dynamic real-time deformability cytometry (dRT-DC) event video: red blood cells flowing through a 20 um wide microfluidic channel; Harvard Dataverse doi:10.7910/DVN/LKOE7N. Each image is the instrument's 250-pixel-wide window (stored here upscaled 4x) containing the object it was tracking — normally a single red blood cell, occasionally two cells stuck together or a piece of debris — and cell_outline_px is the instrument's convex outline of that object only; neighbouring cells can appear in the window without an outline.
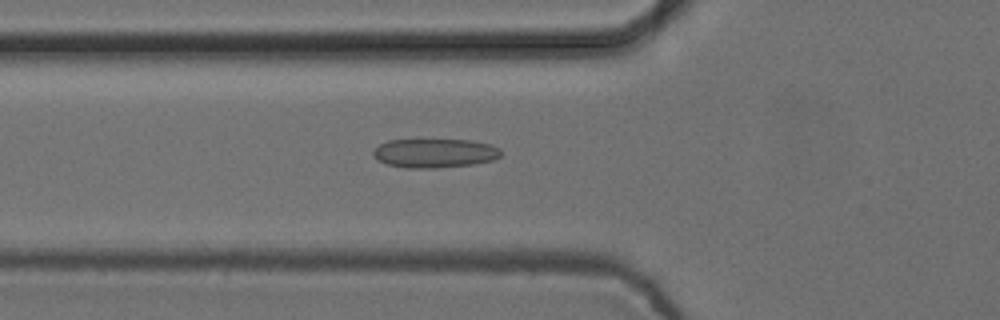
{"species": "common noctule bat (a hibernating species)", "species_latin": "Nyctalus noctula", "temperature_condition": "cold", "stored_images_in_passage": 50, "camera_frame_rate_fps": 3000, "um_per_image_px": 0.085, "animal": {"sex": "female", "body_mass_g": 24.6, "forearm_length_mm": 56.2}, "frame": {"image": 1, "passage_image": 15, "time_ms": 4.667, "image_size_px": [1000, 320], "cell_outline_px": [[500, 156], [492, 160], [472, 164], [436, 168], [408, 168], [388, 164], [380, 160], [372, 152], [380, 144], [388, 140], [472, 140], [492, 144], [500, 148]], "centroid_in_image_um": [36.99, 13.01], "position_along_channel_um": 88.8, "area_um2": 21.39}}
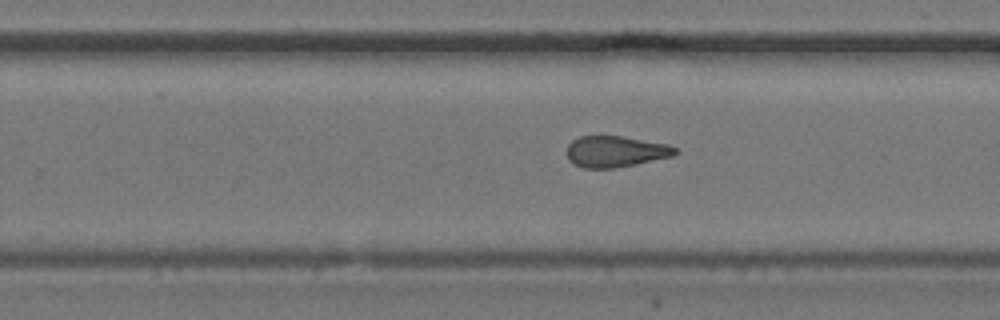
{"frame": {"image": 2, "passage_image": 30, "time_ms": 9.667, "image_size_px": [1000, 320], "cell_outline_px": [[680, 152], [672, 156], [636, 164], [612, 168], [584, 168], [568, 160], [568, 144], [572, 140], [580, 136], [620, 136], [668, 144], [676, 148]], "centroid_in_image_um": [52.33, 12.87], "position_along_channel_um": 277.5, "area_um2": 19.54}}
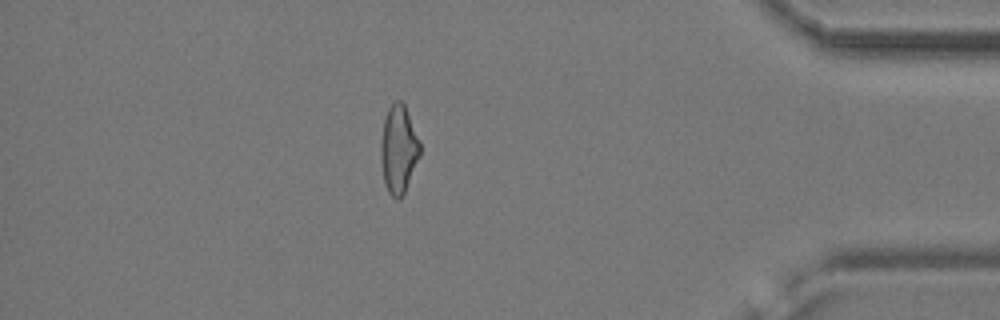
{"frame": {"image": 3, "passage_image": 43, "time_ms": 14.0, "image_size_px": [1000, 320], "cell_outline_px": [[420, 156], [404, 192], [400, 200], [396, 200], [388, 192], [384, 184], [380, 160], [380, 144], [384, 120], [388, 108], [396, 100], [400, 100], [404, 104], [420, 140]], "centroid_in_image_um": [33.87, 12.71], "position_along_channel_um": 401.3, "area_um2": 20.23}, "authors_computed_cell_mechanics": {"area_um2": 20.7502, "velocity_mm_per_s": 3.7624, "shape_relaxation_time_tau1_ms": null, "shape_relaxation_time_tau2_ms": 2.523, "deformation_change_tau1": null, "deformation_change_tau2": 0.1109}}